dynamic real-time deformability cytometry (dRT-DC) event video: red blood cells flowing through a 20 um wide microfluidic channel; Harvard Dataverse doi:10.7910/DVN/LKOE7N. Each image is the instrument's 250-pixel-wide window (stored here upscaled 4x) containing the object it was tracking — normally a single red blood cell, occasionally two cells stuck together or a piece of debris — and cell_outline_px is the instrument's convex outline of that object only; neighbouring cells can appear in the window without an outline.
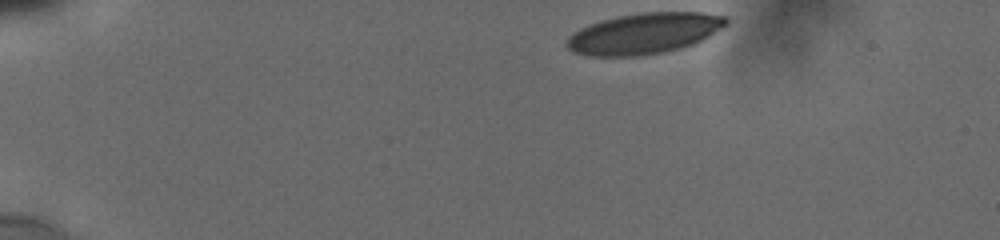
{"species": "human", "species_latin": "Homo sapiens", "temperature_condition": "cold", "stored_images_in_passage": 14, "camera_frame_rate_fps": 3000, "um_per_image_px": 0.085, "donor": {"sex": "male"}, "frame": {"image": 1, "passage_image": 1, "time_ms": 0.0, "image_size_px": [1000, 240], "cell_outline_px": [[728, 24], [708, 36], [692, 44], [680, 48], [664, 52], [640, 56], [588, 56], [572, 52], [568, 48], [568, 36], [592, 24], [604, 20], [620, 16], [644, 12], [700, 12], [724, 16], [728, 20]], "centroid_in_image_um": [54.78, 2.85], "position_along_channel_um": 30.2, "area_um2": 37.4}}
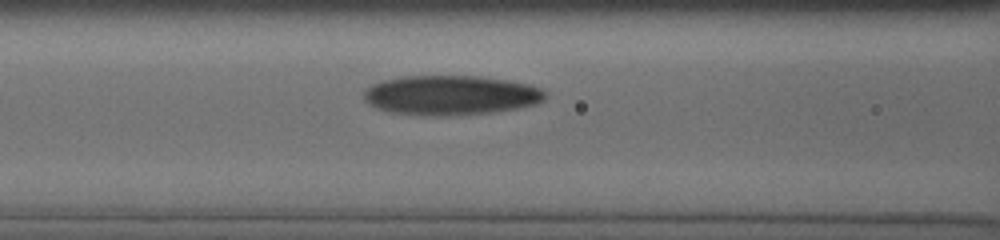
{"frame": {"image": 2, "passage_image": 10, "time_ms": 5.0, "image_size_px": [1000, 240], "cell_outline_px": [[544, 96], [536, 104], [516, 108], [492, 112], [456, 116], [436, 116], [388, 112], [376, 108], [368, 104], [364, 100], [364, 92], [372, 84], [384, 80], [404, 76], [480, 76], [508, 80], [528, 84], [540, 88], [544, 92]], "centroid_in_image_um": [38.27, 8.1], "position_along_channel_um": 128.3, "area_um2": 41.85}}
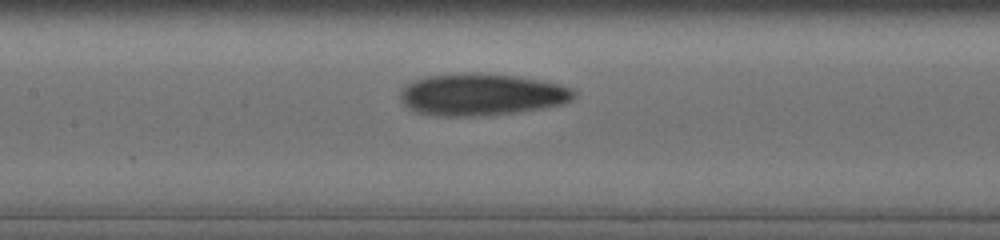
{"frame": {"image": 3, "passage_image": 13, "time_ms": 6.0, "image_size_px": [1000, 240], "cell_outline_px": [[576, 96], [572, 100], [564, 104], [516, 112], [480, 116], [444, 116], [416, 112], [408, 108], [400, 100], [400, 92], [408, 84], [424, 76], [460, 72], [488, 72], [516, 76], [560, 84], [572, 88], [576, 92]], "centroid_in_image_um": [40.94, 8.02], "position_along_channel_um": 166.5, "area_um2": 42.83}}